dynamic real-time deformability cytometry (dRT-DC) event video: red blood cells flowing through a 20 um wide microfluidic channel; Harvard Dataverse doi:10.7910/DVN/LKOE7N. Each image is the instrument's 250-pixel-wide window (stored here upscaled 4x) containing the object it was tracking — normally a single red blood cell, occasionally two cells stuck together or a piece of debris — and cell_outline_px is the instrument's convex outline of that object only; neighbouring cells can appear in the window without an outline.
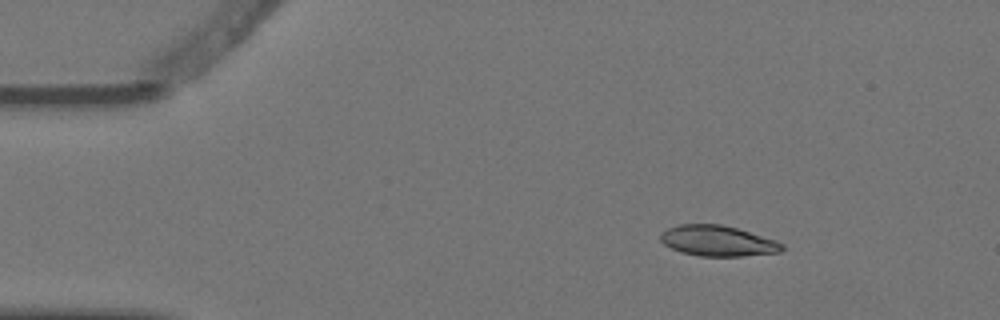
{"species": "Egyptian fruit bat (a non-hibernating species)", "species_latin": "Rousettus aegyptiacus", "temperature_condition": "warm", "stored_images_in_passage": 5, "segment_of_instrument_passage": [1, 2], "camera_frame_rate_fps": 3000, "um_per_image_px": 0.085, "animal": {"sex": "female"}, "frame": {"image": 1, "passage_image": 2, "time_ms": 0.333, "image_size_px": [1000, 320], "cell_outline_px": [[784, 248], [780, 252], [744, 256], [700, 256], [680, 252], [664, 244], [660, 240], [660, 232], [668, 228], [680, 224], [720, 224], [736, 228], [776, 240], [784, 244]], "centroid_in_image_um": [60.99, 20.48], "position_along_channel_um": 24.0, "area_um2": 21.68}}